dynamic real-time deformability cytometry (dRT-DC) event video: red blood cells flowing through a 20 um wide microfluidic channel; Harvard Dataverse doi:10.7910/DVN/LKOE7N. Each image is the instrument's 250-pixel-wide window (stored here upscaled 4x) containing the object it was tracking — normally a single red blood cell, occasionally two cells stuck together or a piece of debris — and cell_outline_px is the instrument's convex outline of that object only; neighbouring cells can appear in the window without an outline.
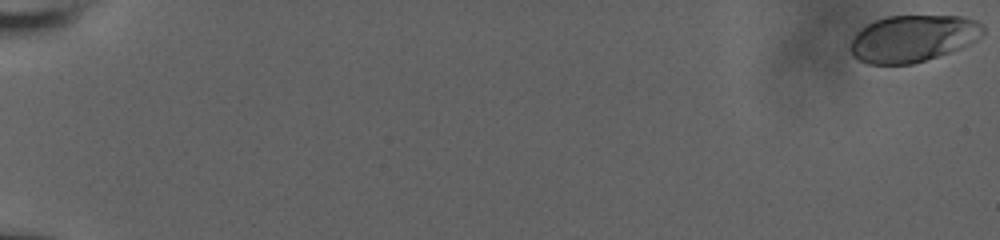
{"species": "human", "species_latin": "Homo sapiens", "temperature_condition": "room temperature", "stored_images_in_passage": 58, "camera_frame_rate_fps": 3000, "um_per_image_px": 0.085, "donor": {"sex": "male"}, "frame": {"image": 1, "passage_image": 1, "time_ms": 0.0, "image_size_px": [1000, 240], "cell_outline_px": [[984, 32], [976, 40], [968, 44], [948, 52], [912, 64], [868, 64], [856, 60], [852, 56], [852, 40], [856, 32], [860, 28], [884, 16], [960, 16], [976, 20], [984, 28]], "centroid_in_image_um": [77.56, 3.26], "position_along_channel_um": 7.4, "area_um2": 35.95}}
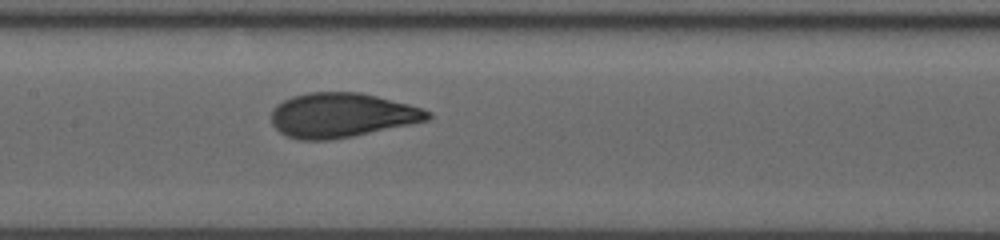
{"frame": {"image": 2, "passage_image": 32, "time_ms": 10.333, "image_size_px": [1000, 240], "cell_outline_px": [[432, 116], [428, 120], [352, 136], [328, 140], [300, 140], [288, 136], [280, 132], [272, 124], [272, 108], [276, 104], [292, 96], [308, 92], [360, 92], [424, 108], [432, 112]], "centroid_in_image_um": [29.03, 9.78], "position_along_channel_um": 178.4, "area_um2": 40.4}}
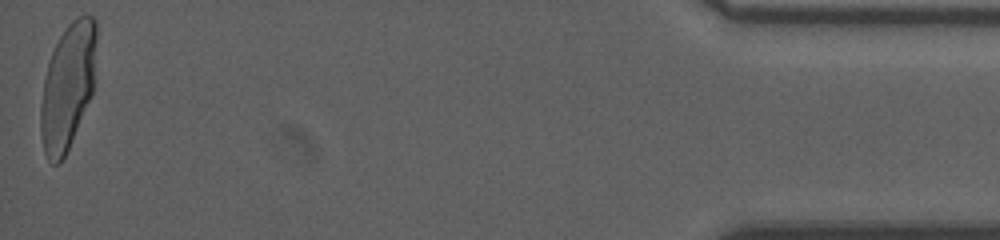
{"frame": {"image": 3, "passage_image": 58, "time_ms": 19.0, "image_size_px": [1000, 240], "cell_outline_px": [[96, 40], [92, 96], [68, 148], [60, 164], [52, 164], [48, 160], [44, 152], [40, 132], [40, 104], [44, 80], [48, 64], [52, 52], [60, 36], [68, 24], [76, 16], [92, 16], [96, 20]], "centroid_in_image_um": [5.74, 7.36], "position_along_channel_um": 429.5, "area_um2": 40.69}, "authors_computed_cell_mechanics": {"area_um2": 39.7953, "velocity_mm_per_s": 3.8483, "shape_relaxation_time_tau1_ms": 3.7709, "shape_relaxation_time_tau2_ms": null, "deformation_change_tau1": 0.1907, "deformation_change_tau2": null}}